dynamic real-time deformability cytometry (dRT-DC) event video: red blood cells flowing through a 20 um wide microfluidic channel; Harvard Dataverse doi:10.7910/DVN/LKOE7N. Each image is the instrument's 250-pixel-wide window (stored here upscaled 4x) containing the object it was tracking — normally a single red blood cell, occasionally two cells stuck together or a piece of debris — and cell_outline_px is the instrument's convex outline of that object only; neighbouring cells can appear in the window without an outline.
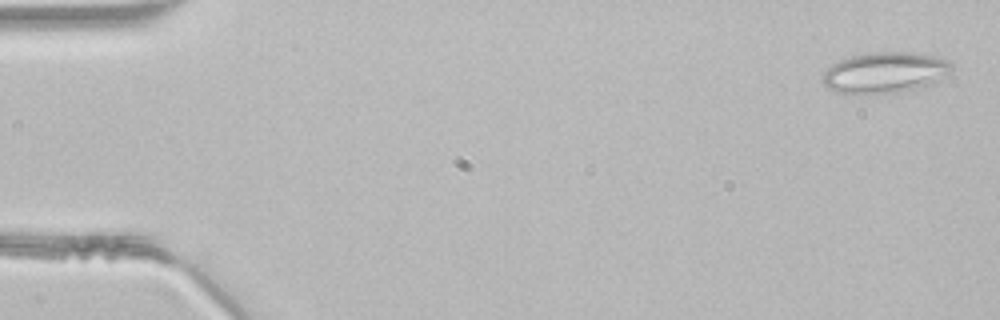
{"species": "common noctule bat (a hibernating species)", "species_latin": "Nyctalus noctula", "temperature_condition": "room temperature", "stored_images_in_passage": 8, "camera_frame_rate_fps": 3000, "um_per_image_px": 0.085, "animal": {"sex": "male", "body_mass_g": 21.5, "forearm_length_mm": 52.0}, "frame": {"image": 1, "passage_image": 1, "time_ms": 0.0, "image_size_px": [1000, 320], "cell_outline_px": [[952, 72], [924, 88], [916, 92], [872, 96], [864, 96], [836, 92], [828, 88], [820, 80], [824, 72], [832, 64], [840, 60], [852, 56], [872, 52], [912, 52], [936, 56], [948, 60], [952, 64]], "centroid_in_image_um": [75.24, 6.23], "position_along_channel_um": 9.8, "area_um2": 32.14}}